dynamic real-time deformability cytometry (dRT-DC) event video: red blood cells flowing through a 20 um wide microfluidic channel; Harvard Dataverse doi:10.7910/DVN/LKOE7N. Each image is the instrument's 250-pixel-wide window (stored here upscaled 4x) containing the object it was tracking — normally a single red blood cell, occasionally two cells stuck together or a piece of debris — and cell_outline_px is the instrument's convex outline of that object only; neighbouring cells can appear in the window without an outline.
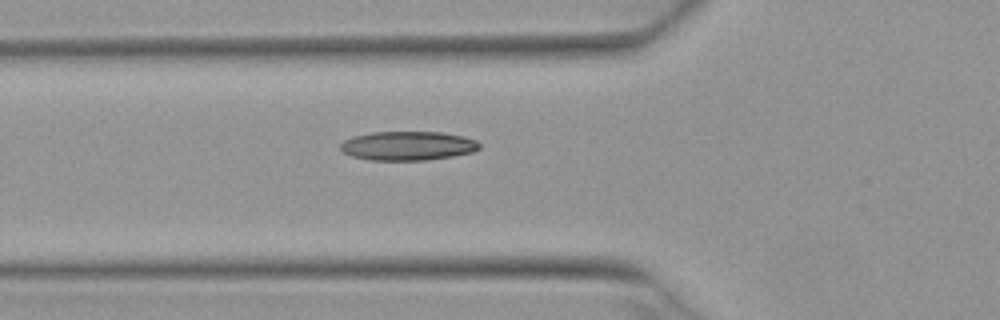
{"species": "Egyptian fruit bat (a non-hibernating species)", "species_latin": "Rousettus aegyptiacus", "temperature_condition": "warm", "stored_images_in_passage": 4, "camera_frame_rate_fps": 3000, "um_per_image_px": 0.085, "animal": {"sex": "female"}, "frame": {"image": 1, "passage_image": 4, "time_ms": 1.0, "image_size_px": [1000, 320], "cell_outline_px": [[480, 148], [472, 152], [452, 156], [428, 160], [368, 160], [352, 156], [344, 152], [340, 148], [340, 144], [344, 140], [352, 136], [372, 132], [440, 132], [464, 136], [476, 140], [480, 144]], "centroid_in_image_um": [34.66, 12.39], "position_along_channel_um": 91.1, "area_um2": 23.58}}